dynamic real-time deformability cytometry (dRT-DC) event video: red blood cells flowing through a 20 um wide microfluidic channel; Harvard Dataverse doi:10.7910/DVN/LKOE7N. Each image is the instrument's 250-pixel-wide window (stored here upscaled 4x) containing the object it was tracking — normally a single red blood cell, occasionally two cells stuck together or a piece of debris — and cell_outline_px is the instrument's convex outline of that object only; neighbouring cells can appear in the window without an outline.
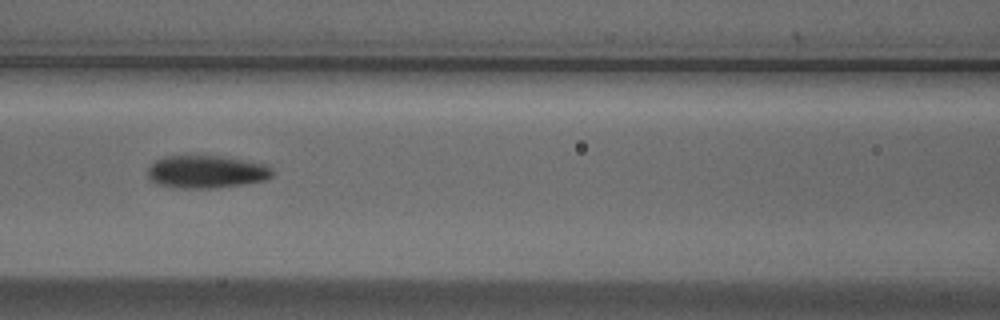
{"species": "Egyptian fruit bat (a non-hibernating species)", "species_latin": "Rousettus aegyptiacus", "temperature_condition": "cold", "stored_images_in_passage": 9, "camera_frame_rate_fps": 3000, "um_per_image_px": 0.085, "animal": {"sex": "male"}, "frame": {"image": 1, "passage_image": 7, "time_ms": 2.0, "image_size_px": [1000, 320], "cell_outline_px": [[272, 176], [264, 180], [216, 188], [176, 188], [156, 184], [148, 176], [148, 168], [156, 160], [164, 156], [220, 156], [264, 164], [272, 168]], "centroid_in_image_um": [17.5, 14.61], "position_along_channel_um": 149.1, "area_um2": 23.52}}
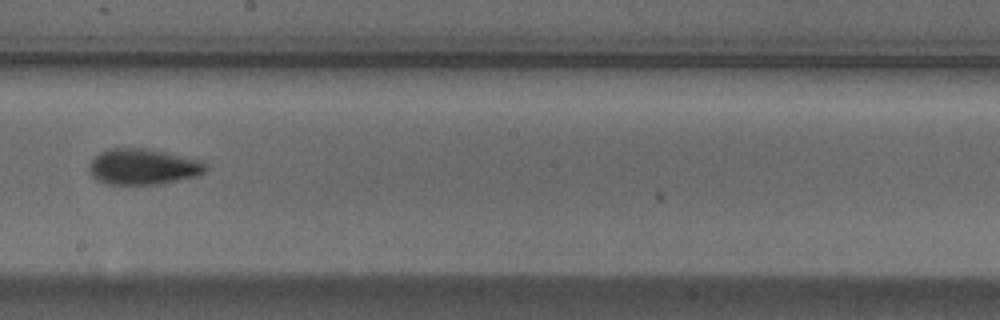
{"frame": {"image": 2, "passage_image": 9, "time_ms": 2.667, "image_size_px": [1000, 320], "cell_outline_px": [[208, 168], [204, 172], [196, 176], [160, 184], [108, 184], [92, 176], [88, 172], [88, 164], [100, 152], [108, 148], [144, 148], [204, 160], [208, 164]], "centroid_in_image_um": [12.18, 14.16], "position_along_channel_um": 236.0, "area_um2": 24.45}}